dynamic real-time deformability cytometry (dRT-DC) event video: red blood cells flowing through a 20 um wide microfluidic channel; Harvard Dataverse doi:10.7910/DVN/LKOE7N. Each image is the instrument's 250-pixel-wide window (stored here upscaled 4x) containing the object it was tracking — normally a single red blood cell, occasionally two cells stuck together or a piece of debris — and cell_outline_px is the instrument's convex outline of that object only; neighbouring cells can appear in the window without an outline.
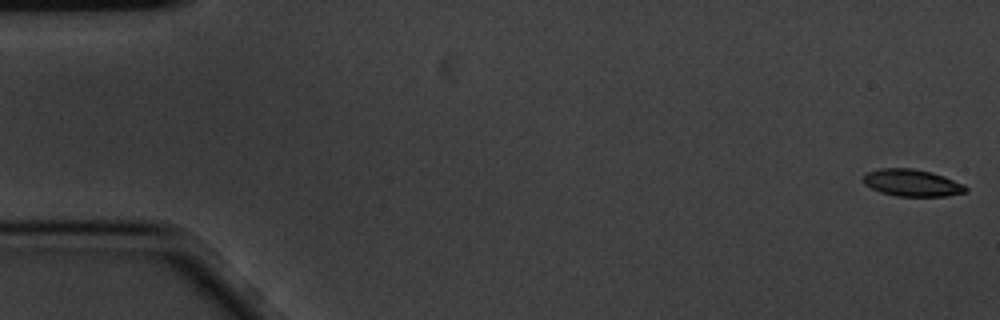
{"species": "common noctule bat (a hibernating species)", "species_latin": "Nyctalus noctula", "temperature_condition": "cold", "stored_images_in_passage": 5, "segment_of_instrument_passage": [1, 2], "camera_frame_rate_fps": 3000, "um_per_image_px": 0.085, "animal": {"sex": "male", "body_mass_g": 20.1, "forearm_length_mm": 53.5}, "frame": {"image": 1, "passage_image": 1, "time_ms": 0.0, "image_size_px": [1000, 320], "cell_outline_px": [[968, 192], [948, 196], [896, 196], [880, 192], [864, 184], [864, 172], [880, 168], [912, 168], [932, 172], [944, 176], [964, 184], [968, 188]], "centroid_in_image_um": [77.54, 15.54], "position_along_channel_um": 7.5, "area_um2": 16.3}}
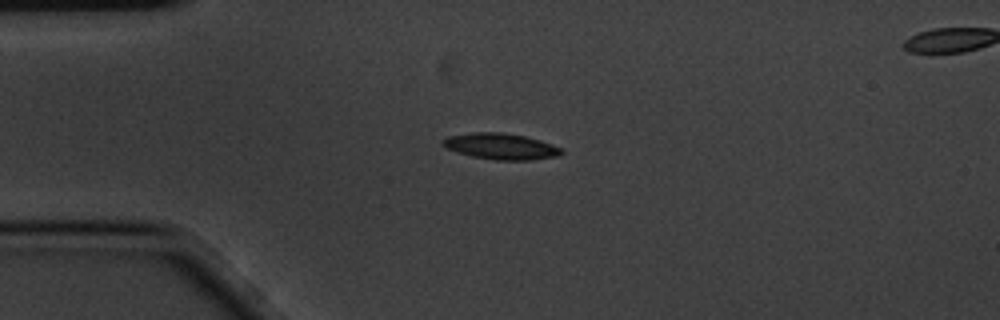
{"frame": {"image": 2, "passage_image": 4, "time_ms": 1.0, "image_size_px": [1000, 320], "cell_outline_px": [[564, 152], [560, 156], [528, 160], [496, 160], [472, 156], [456, 152], [440, 144], [448, 136], [472, 132], [500, 132], [524, 136], [540, 140], [560, 148]], "centroid_in_image_um": [42.57, 12.44], "position_along_channel_um": 42.4, "area_um2": 17.92}}